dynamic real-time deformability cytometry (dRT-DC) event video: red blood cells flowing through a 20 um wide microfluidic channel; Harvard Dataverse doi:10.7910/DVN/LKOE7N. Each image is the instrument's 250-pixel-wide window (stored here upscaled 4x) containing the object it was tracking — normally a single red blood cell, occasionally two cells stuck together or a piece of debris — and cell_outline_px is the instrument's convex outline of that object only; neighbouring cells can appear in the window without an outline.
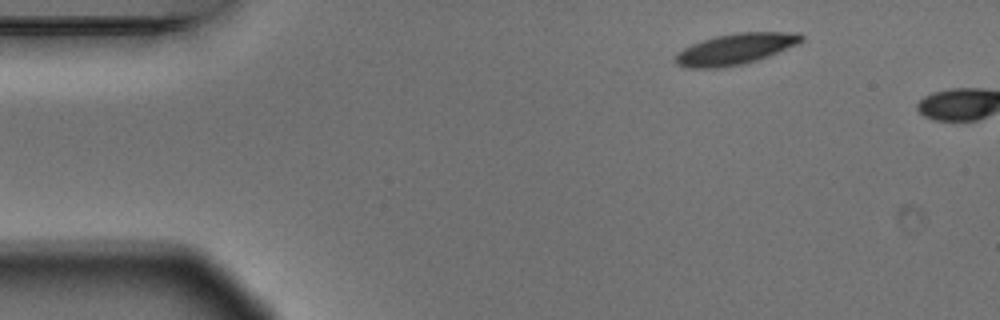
{"species": "Egyptian fruit bat (a non-hibernating species)", "species_latin": "Rousettus aegyptiacus", "temperature_condition": "warm", "stored_images_in_passage": 2, "camera_frame_rate_fps": 3000, "um_per_image_px": 0.085, "animal": {"sex": "male"}, "frame": {"image": 1, "passage_image": 1, "time_ms": 0.0, "image_size_px": [1000, 320], "cell_outline_px": [[804, 40], [796, 44], [768, 56], [744, 64], [724, 68], [684, 68], [676, 60], [676, 52], [692, 44], [716, 36], [736, 32], [800, 32], [804, 36]], "centroid_in_image_um": [62.52, 4.16], "position_along_channel_um": 22.5, "area_um2": 22.66}}